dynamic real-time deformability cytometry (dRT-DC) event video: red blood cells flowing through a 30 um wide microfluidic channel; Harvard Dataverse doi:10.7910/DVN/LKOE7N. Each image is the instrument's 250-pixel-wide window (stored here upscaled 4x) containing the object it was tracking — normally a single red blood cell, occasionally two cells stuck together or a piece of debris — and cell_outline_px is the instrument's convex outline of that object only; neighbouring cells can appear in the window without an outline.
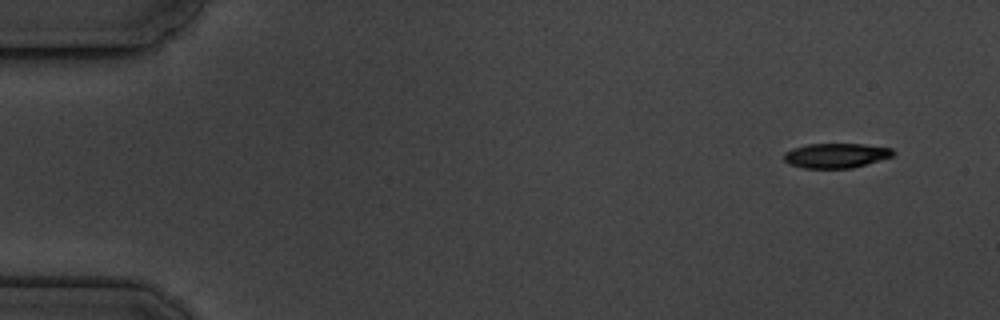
{"species": "common noctule bat (a hibernating species)", "species_latin": "Nyctalus noctula", "temperature_condition": "cold", "stored_images_in_passage": 6, "camera_frame_rate_fps": 3000, "um_per_image_px": 0.085, "animal": {"sex": "male", "body_mass_g": 19.5, "forearm_length_mm": 54.6}, "frame": {"image": 1, "passage_image": 1, "time_ms": 0.0, "image_size_px": [1000, 320], "cell_outline_px": [[896, 152], [892, 156], [852, 168], [804, 168], [788, 164], [784, 160], [784, 152], [792, 148], [808, 144], [864, 144], [892, 148]], "centroid_in_image_um": [71.04, 13.21], "position_along_channel_um": 14.0, "area_um2": 15.72}}
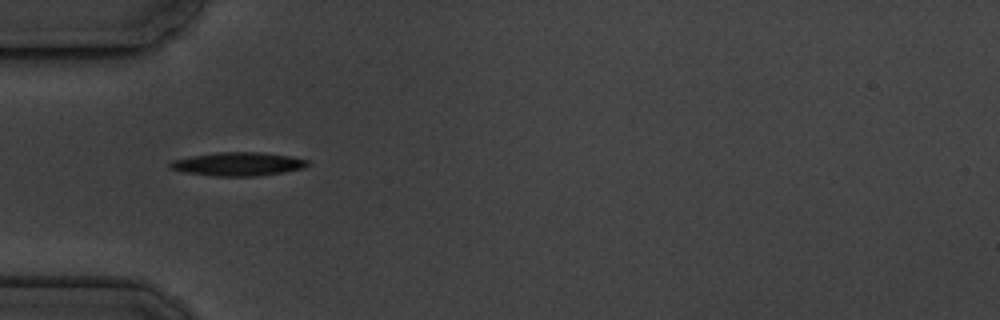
{"frame": {"image": 2, "passage_image": 5, "time_ms": 4.667, "image_size_px": [1000, 320], "cell_outline_px": [[308, 164], [304, 168], [284, 172], [256, 176], [216, 176], [188, 172], [172, 168], [168, 164], [172, 160], [192, 156], [216, 152], [260, 152], [288, 156], [308, 160]], "centroid_in_image_um": [20.26, 13.94], "position_along_channel_um": 64.7, "area_um2": 18.55}}